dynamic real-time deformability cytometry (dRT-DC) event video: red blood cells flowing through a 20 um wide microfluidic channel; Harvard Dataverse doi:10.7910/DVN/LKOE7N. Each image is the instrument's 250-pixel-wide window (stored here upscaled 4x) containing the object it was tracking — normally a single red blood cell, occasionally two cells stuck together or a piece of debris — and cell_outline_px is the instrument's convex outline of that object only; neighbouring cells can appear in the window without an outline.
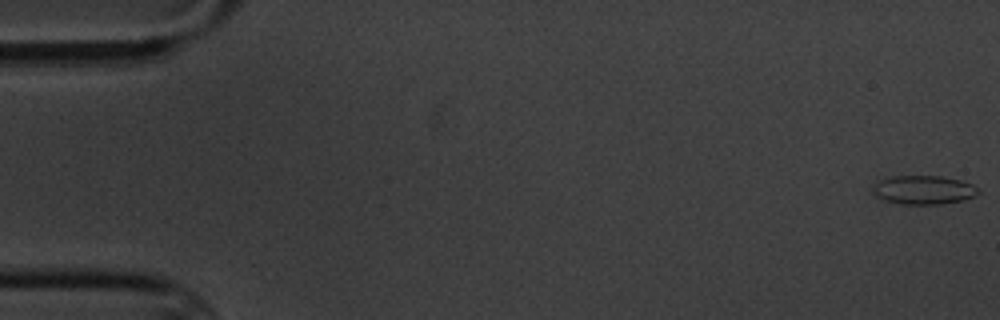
{"species": "common noctule bat (a hibernating species)", "species_latin": "Nyctalus noctula", "temperature_condition": "cold", "stored_images_in_passage": 6, "camera_frame_rate_fps": 3000, "um_per_image_px": 0.085, "animal": {"sex": "male", "body_mass_g": 20.1, "forearm_length_mm": 53.5}, "frame": {"image": 1, "passage_image": 1, "time_ms": 0.0, "image_size_px": [1000, 320], "cell_outline_px": [[980, 192], [964, 200], [940, 204], [900, 204], [884, 200], [876, 196], [872, 192], [872, 188], [880, 180], [892, 176], [940, 176], [960, 180], [972, 184]], "centroid_in_image_um": [78.48, 16.14], "position_along_channel_um": 6.5, "area_um2": 17.57}}
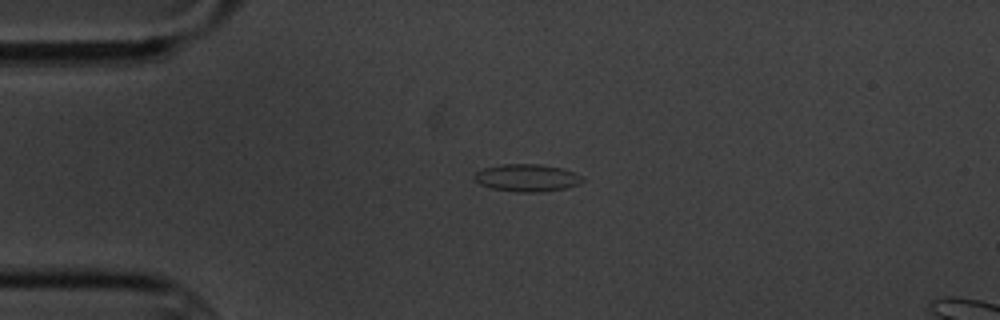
{"frame": {"image": 2, "passage_image": 4, "time_ms": 4.333, "image_size_px": [1000, 320], "cell_outline_px": [[584, 180], [580, 184], [568, 188], [540, 192], [520, 192], [492, 188], [480, 184], [476, 180], [476, 172], [484, 168], [500, 164], [540, 164], [564, 168], [576, 172], [584, 176]], "centroid_in_image_um": [44.89, 15.11], "position_along_channel_um": 40.1, "area_um2": 17.4}}
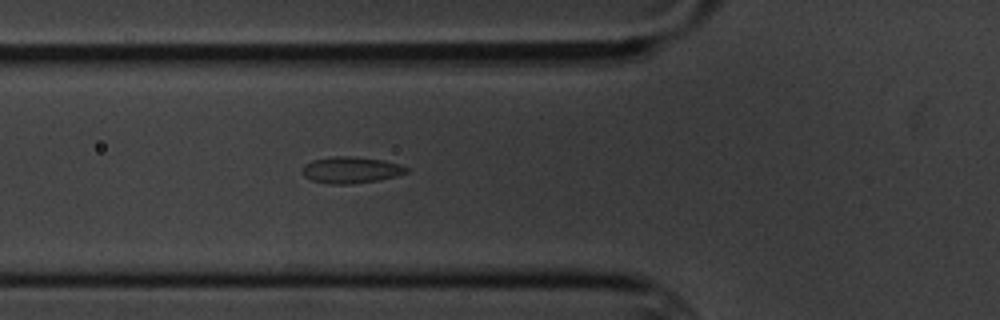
{"frame": {"image": 3, "passage_image": 6, "time_ms": 6.667, "image_size_px": [1000, 320], "cell_outline_px": [[412, 168], [408, 172], [396, 176], [380, 180], [348, 184], [328, 184], [312, 180], [304, 176], [300, 172], [300, 168], [304, 164], [312, 160], [332, 156], [352, 156], [384, 160], [400, 164]], "centroid_in_image_um": [29.83, 14.44], "position_along_channel_um": 96.0, "area_um2": 16.42}}